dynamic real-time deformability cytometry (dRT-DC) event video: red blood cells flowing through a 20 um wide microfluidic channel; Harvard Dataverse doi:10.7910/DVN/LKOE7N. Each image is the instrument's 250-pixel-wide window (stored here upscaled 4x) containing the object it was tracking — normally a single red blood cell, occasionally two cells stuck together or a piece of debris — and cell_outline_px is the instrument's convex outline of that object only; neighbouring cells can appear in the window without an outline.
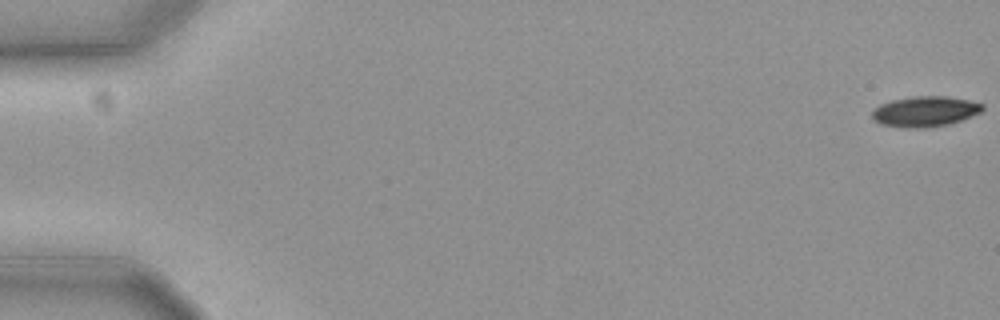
{"species": "common noctule bat (a hibernating species)", "species_latin": "Nyctalus noctula", "temperature_condition": "cold", "stored_images_in_passage": 58, "camera_frame_rate_fps": 3000, "um_per_image_px": 0.085, "animal": {"sex": "female", "body_mass_g": 19.3, "forearm_length_mm": 54.1}, "frame": {"image": 1, "passage_image": 1, "time_ms": 0.0, "image_size_px": [1000, 320], "cell_outline_px": [[984, 108], [980, 112], [972, 116], [948, 124], [924, 128], [908, 128], [880, 124], [872, 120], [872, 108], [880, 104], [892, 100], [916, 96], [948, 96], [968, 100], [984, 104]], "centroid_in_image_um": [78.59, 9.47], "position_along_channel_um": 6.4, "area_um2": 19.65}}
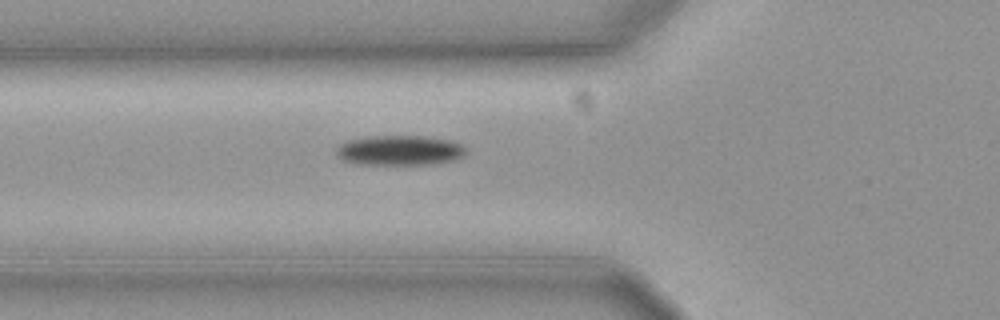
{"frame": {"image": 2, "passage_image": 22, "time_ms": 7.0, "image_size_px": [1000, 320], "cell_outline_px": [[468, 152], [464, 156], [452, 160], [428, 164], [356, 164], [344, 160], [336, 156], [336, 148], [340, 144], [348, 140], [368, 136], [424, 136], [452, 140], [460, 144]], "centroid_in_image_um": [33.95, 12.77], "position_along_channel_um": 91.8, "area_um2": 22.66}}
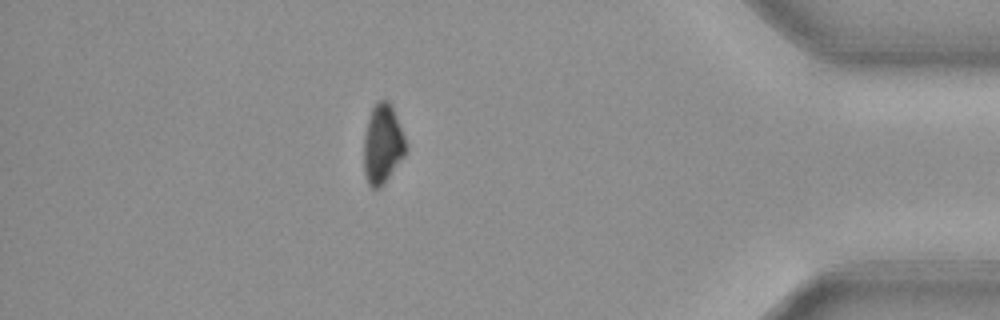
{"frame": {"image": 3, "passage_image": 51, "time_ms": 16.667, "image_size_px": [1000, 320], "cell_outline_px": [[404, 156], [380, 188], [372, 188], [368, 184], [364, 176], [364, 136], [368, 120], [372, 108], [380, 100], [388, 100], [392, 104], [404, 136]], "centroid_in_image_um": [32.49, 12.25], "position_along_channel_um": 402.7, "area_um2": 19.13}, "authors_computed_cell_mechanics": {"area_um2": 21.0392, "velocity_mm_per_s": 3.655, "shape_relaxation_time_tau1_ms": 3.5802, "shape_relaxation_time_tau2_ms": null, "deformation_change_tau1": 0.1158, "deformation_change_tau2": null}}